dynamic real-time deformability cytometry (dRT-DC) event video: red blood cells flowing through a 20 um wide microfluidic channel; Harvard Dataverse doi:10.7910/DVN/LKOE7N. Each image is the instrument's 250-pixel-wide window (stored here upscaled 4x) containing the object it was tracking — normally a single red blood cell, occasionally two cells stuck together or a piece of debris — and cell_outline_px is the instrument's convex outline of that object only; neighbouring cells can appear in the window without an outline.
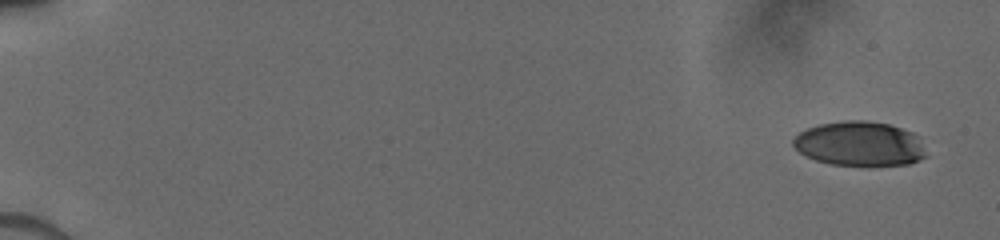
{"species": "human", "species_latin": "Homo sapiens", "temperature_condition": "cold", "stored_images_in_passage": 10, "camera_frame_rate_fps": 3000, "um_per_image_px": 0.085, "donor": {"sex": "male"}, "frame": {"image": 1, "passage_image": 1, "time_ms": 0.0, "image_size_px": [1000, 240], "cell_outline_px": [[928, 156], [920, 160], [908, 164], [868, 168], [832, 164], [816, 160], [800, 152], [792, 144], [792, 140], [800, 132], [808, 128], [820, 124], [844, 120], [864, 120], [888, 124], [912, 132], [920, 136]], "centroid_in_image_um": [73.14, 12.26], "position_along_channel_um": 11.9, "area_um2": 35.32}}
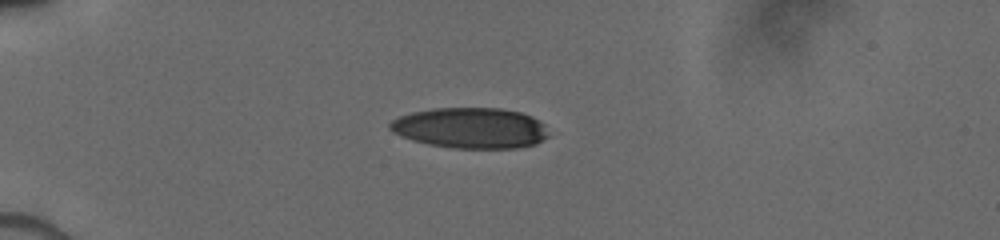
{"frame": {"image": 2, "passage_image": 7, "time_ms": 4.333, "image_size_px": [1000, 240], "cell_outline_px": [[552, 136], [536, 144], [516, 148], [452, 148], [428, 144], [412, 140], [400, 136], [392, 132], [388, 128], [388, 124], [392, 120], [400, 116], [412, 112], [432, 108], [500, 108], [520, 112], [532, 116], [544, 124]], "centroid_in_image_um": [40.01, 10.88], "position_along_channel_um": 45.0, "area_um2": 38.03}}
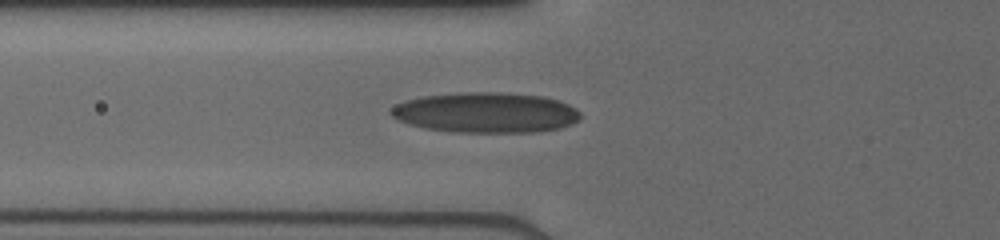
{"frame": {"image": 3, "passage_image": 10, "time_ms": 6.333, "image_size_px": [1000, 240], "cell_outline_px": [[580, 120], [572, 124], [560, 128], [536, 132], [452, 132], [424, 128], [408, 124], [392, 116], [388, 112], [396, 104], [408, 100], [424, 96], [460, 92], [500, 92], [544, 96], [568, 104], [576, 108], [580, 112]], "centroid_in_image_um": [41.32, 9.57], "position_along_channel_um": 84.5, "area_um2": 44.68}}